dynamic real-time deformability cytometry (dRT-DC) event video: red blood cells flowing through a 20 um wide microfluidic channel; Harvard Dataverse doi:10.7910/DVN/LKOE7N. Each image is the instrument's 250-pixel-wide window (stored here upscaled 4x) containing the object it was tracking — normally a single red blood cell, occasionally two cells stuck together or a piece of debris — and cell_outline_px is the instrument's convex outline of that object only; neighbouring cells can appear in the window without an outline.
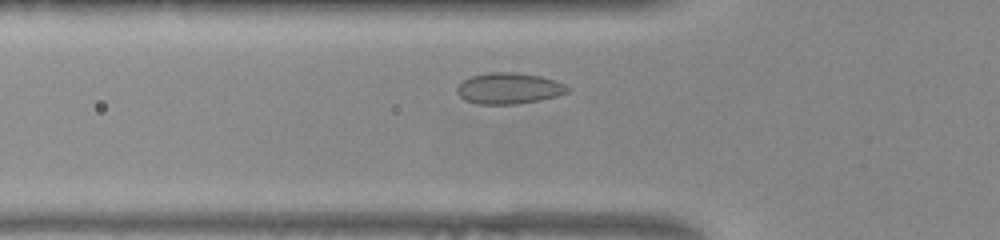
{"species": "common noctule bat (a hibernating species)", "species_latin": "Nyctalus noctula", "temperature_condition": "warm", "stored_images_in_passage": 34, "camera_frame_rate_fps": 3000, "um_per_image_px": 0.085, "animal": {"sex": "female", "body_mass_g": 22.0, "forearm_length_mm": 56.7}, "frame": {"image": 1, "passage_image": 7, "time_ms": 2.0, "image_size_px": [1000, 240], "cell_outline_px": [[568, 92], [556, 96], [540, 100], [516, 104], [480, 104], [464, 100], [456, 92], [456, 88], [464, 80], [472, 76], [488, 72], [516, 72], [540, 76], [564, 84], [568, 88]], "centroid_in_image_um": [43.22, 7.51], "position_along_channel_um": 82.6, "area_um2": 19.88}}
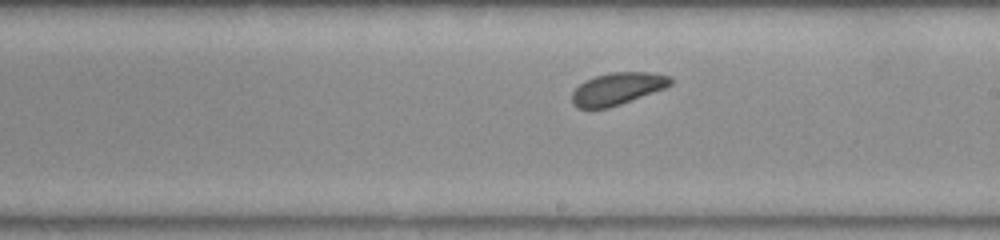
{"frame": {"image": 2, "passage_image": 19, "time_ms": 6.0, "image_size_px": [1000, 240], "cell_outline_px": [[672, 84], [664, 88], [620, 104], [608, 108], [576, 108], [572, 104], [572, 92], [584, 80], [596, 76], [612, 72], [648, 72], [672, 76]], "centroid_in_image_um": [52.46, 7.53], "position_along_channel_um": 236.5, "area_um2": 18.38}}
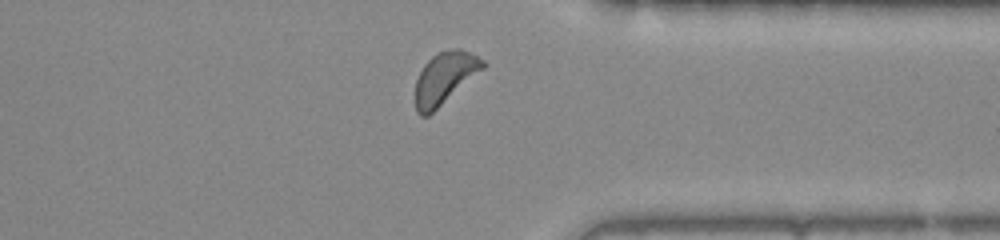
{"frame": {"image": 3, "passage_image": 30, "time_ms": 9.667, "image_size_px": [1000, 240], "cell_outline_px": [[488, 64], [484, 68], [428, 116], [420, 116], [416, 112], [416, 80], [424, 64], [432, 56], [440, 52], [456, 48], [460, 48], [484, 60]], "centroid_in_image_um": [37.8, 6.63], "position_along_channel_um": 373.6, "area_um2": 20.06}, "authors_computed_cell_mechanics": {"area_um2": 19.3341, "velocity_mm_per_s": 3.8596, "shape_relaxation_time_tau1_ms": 1.5825, "shape_relaxation_time_tau2_ms": null, "deformation_change_tau1": 0.0694, "deformation_change_tau2": null}}